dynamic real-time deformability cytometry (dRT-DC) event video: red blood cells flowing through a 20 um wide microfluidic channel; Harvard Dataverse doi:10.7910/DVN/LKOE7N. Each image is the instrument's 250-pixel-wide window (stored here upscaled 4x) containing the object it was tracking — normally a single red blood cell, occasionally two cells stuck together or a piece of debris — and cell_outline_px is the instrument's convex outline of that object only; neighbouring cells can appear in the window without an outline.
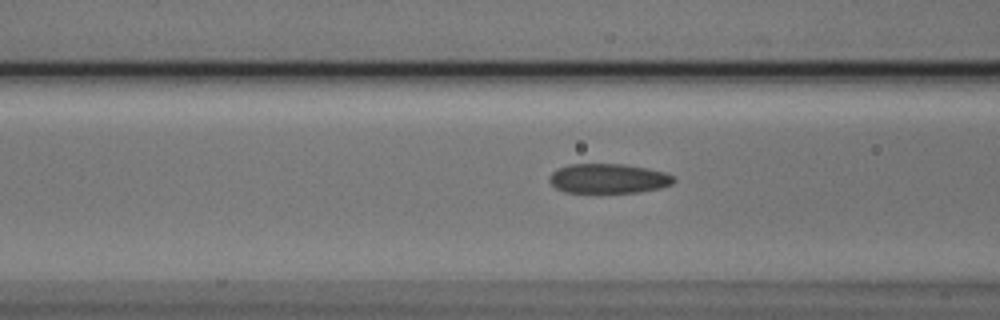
{"species": "Egyptian fruit bat (a non-hibernating species)", "species_latin": "Rousettus aegyptiacus", "temperature_condition": "cold", "stored_images_in_passage": 30, "camera_frame_rate_fps": 3000, "um_per_image_px": 0.085, "animal": {"sex": "male"}, "frame": {"image": 1, "passage_image": 11, "time_ms": 3.333, "image_size_px": [1000, 320], "cell_outline_px": [[676, 180], [672, 184], [660, 188], [636, 192], [564, 192], [556, 188], [548, 180], [548, 176], [556, 168], [568, 164], [620, 164], [644, 168], [664, 172], [672, 176]], "centroid_in_image_um": [51.65, 15.17], "position_along_channel_um": 114.9, "area_um2": 21.33}}
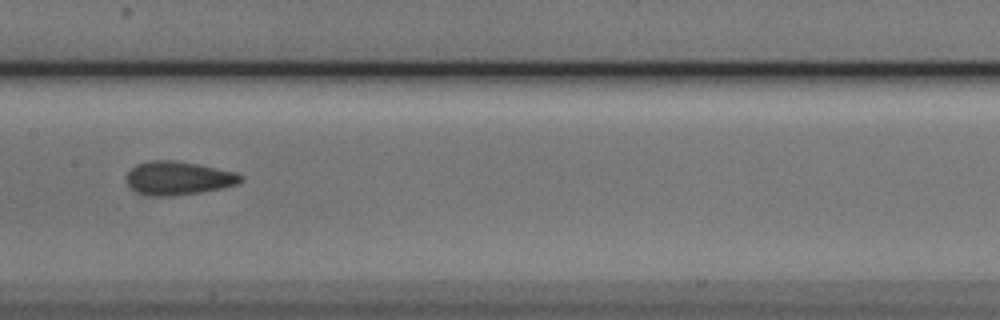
{"frame": {"image": 2, "passage_image": 17, "time_ms": 5.333, "image_size_px": [1000, 320], "cell_outline_px": [[244, 180], [236, 184], [220, 188], [200, 192], [172, 196], [152, 196], [136, 192], [128, 188], [124, 180], [128, 172], [136, 164], [152, 160], [172, 160], [196, 164], [236, 172], [244, 176]], "centroid_in_image_um": [15.1, 15.15], "position_along_channel_um": 192.3, "area_um2": 22.43}}
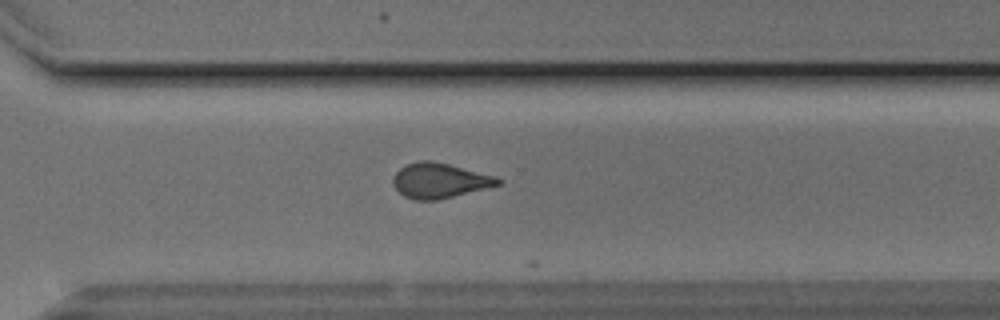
{"frame": {"image": 3, "passage_image": 28, "time_ms": 9.0, "image_size_px": [1000, 320], "cell_outline_px": [[500, 184], [488, 188], [436, 200], [416, 200], [404, 196], [392, 184], [392, 180], [396, 172], [400, 168], [408, 164], [420, 160], [432, 160], [496, 176], [500, 180]], "centroid_in_image_um": [37.35, 15.35], "position_along_channel_um": 333.2, "area_um2": 21.21}}